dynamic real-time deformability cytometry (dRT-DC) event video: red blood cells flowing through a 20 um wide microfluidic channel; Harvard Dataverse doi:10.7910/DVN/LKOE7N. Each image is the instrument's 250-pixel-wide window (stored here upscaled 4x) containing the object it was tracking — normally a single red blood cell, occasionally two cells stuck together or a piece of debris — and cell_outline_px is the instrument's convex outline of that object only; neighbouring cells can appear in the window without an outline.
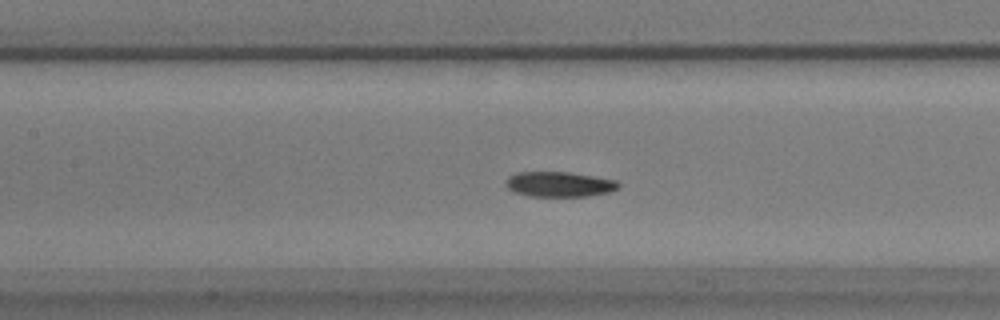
{"species": "common noctule bat (a hibernating species)", "species_latin": "Nyctalus noctula", "temperature_condition": "warm", "stored_images_in_passage": 53, "camera_frame_rate_fps": 3000, "um_per_image_px": 0.085, "animal": {"sex": "male", "body_mass_g": 17.9}, "frame": {"image": 1, "passage_image": 21, "time_ms": 6.667, "image_size_px": [1000, 320], "cell_outline_px": [[620, 188], [608, 192], [588, 196], [528, 196], [512, 192], [504, 184], [504, 180], [508, 176], [516, 172], [568, 172], [616, 180], [620, 184]], "centroid_in_image_um": [47.48, 15.66], "position_along_channel_um": 159.9, "area_um2": 16.65}}
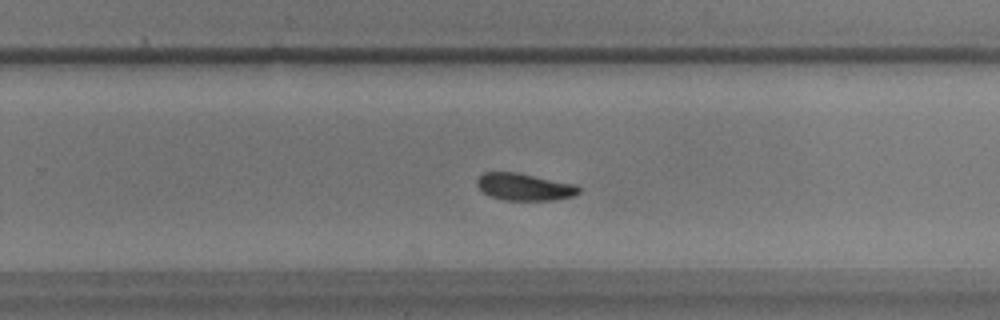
{"frame": {"image": 2, "passage_image": 32, "time_ms": 10.333, "image_size_px": [1000, 320], "cell_outline_px": [[580, 192], [576, 196], [556, 200], [504, 200], [492, 196], [484, 192], [476, 184], [476, 180], [484, 172], [516, 172], [576, 184], [580, 188]], "centroid_in_image_um": [44.62, 15.89], "position_along_channel_um": 285.2, "area_um2": 16.13}}
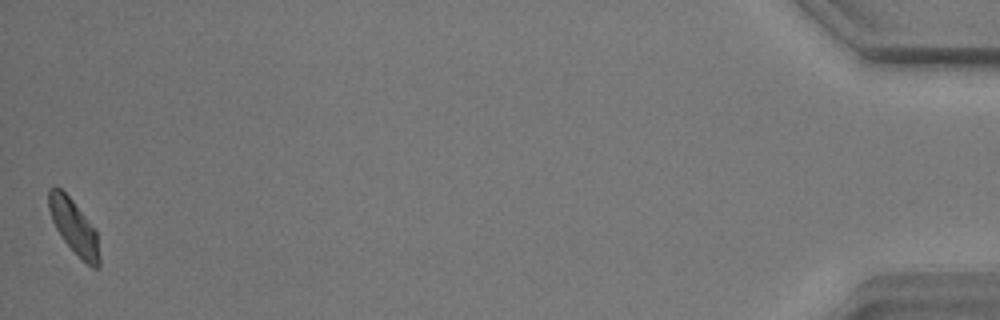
{"frame": {"image": 3, "passage_image": 53, "time_ms": 17.333, "image_size_px": [1000, 320], "cell_outline_px": [[100, 268], [92, 268], [64, 240], [56, 228], [52, 220], [48, 208], [48, 188], [56, 184], [72, 200], [96, 232], [100, 260]], "centroid_in_image_um": [6.25, 19.23], "position_along_channel_um": 429.0, "area_um2": 15.55}, "authors_computed_cell_mechanics": {"area_um2": 16.6464, "velocity_mm_per_s": 3.4391, "shape_relaxation_time_tau1_ms": 3.4836, "shape_relaxation_time_tau2_ms": null, "deformation_change_tau1": 0.1059, "deformation_change_tau2": null}}